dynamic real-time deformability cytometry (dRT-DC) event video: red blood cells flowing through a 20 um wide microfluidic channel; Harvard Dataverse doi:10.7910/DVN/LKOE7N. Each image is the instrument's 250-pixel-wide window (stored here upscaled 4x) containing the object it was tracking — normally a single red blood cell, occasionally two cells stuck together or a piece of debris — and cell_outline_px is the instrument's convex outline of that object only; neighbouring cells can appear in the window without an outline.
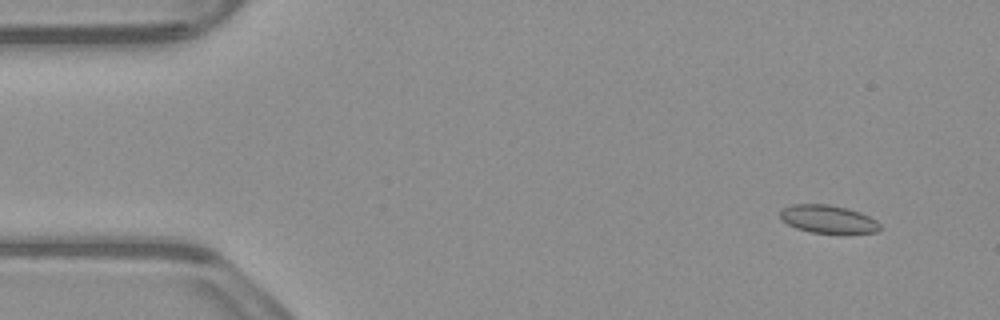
{"species": "common noctule bat (a hibernating species)", "species_latin": "Nyctalus noctula", "temperature_condition": "warm", "stored_images_in_passage": 53, "camera_frame_rate_fps": 3000, "um_per_image_px": 0.085, "animal": {"sex": "male", "body_mass_g": 23.1, "forearm_length_mm": 52.7}, "frame": {"image": 1, "passage_image": 5, "time_ms": 1.333, "image_size_px": [1000, 320], "cell_outline_px": [[880, 228], [876, 232], [812, 232], [796, 228], [780, 220], [780, 208], [792, 204], [828, 204], [848, 208], [860, 212], [876, 220], [880, 224]], "centroid_in_image_um": [70.32, 18.59], "position_along_channel_um": 14.7, "area_um2": 16.13}}
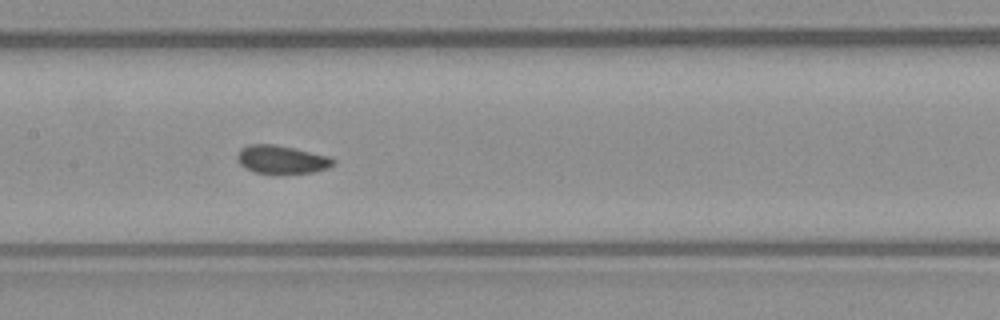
{"frame": {"image": 2, "passage_image": 26, "time_ms": 8.333, "image_size_px": [1000, 320], "cell_outline_px": [[336, 164], [328, 168], [312, 172], [256, 172], [244, 168], [236, 160], [236, 156], [240, 148], [248, 144], [272, 144], [292, 148], [328, 156], [336, 160]], "centroid_in_image_um": [23.91, 13.54], "position_along_channel_um": 183.5, "area_um2": 15.49}}
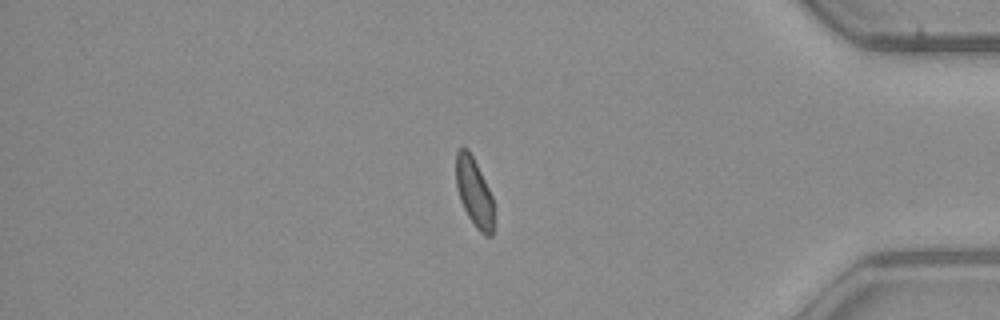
{"frame": {"image": 3, "passage_image": 45, "time_ms": 14.667, "image_size_px": [1000, 320], "cell_outline_px": [[496, 224], [492, 236], [484, 236], [476, 228], [468, 216], [460, 200], [456, 184], [456, 152], [460, 148], [468, 148], [492, 196]], "centroid_in_image_um": [40.34, 16.43], "position_along_channel_um": 394.9, "area_um2": 15.32}, "authors_computed_cell_mechanics": {"area_um2": 16.184, "velocity_mm_per_s": 3.9078, "shape_relaxation_time_tau1_ms": null, "shape_relaxation_time_tau2_ms": 1.206, "deformation_change_tau1": null, "deformation_change_tau2": 0.042}}